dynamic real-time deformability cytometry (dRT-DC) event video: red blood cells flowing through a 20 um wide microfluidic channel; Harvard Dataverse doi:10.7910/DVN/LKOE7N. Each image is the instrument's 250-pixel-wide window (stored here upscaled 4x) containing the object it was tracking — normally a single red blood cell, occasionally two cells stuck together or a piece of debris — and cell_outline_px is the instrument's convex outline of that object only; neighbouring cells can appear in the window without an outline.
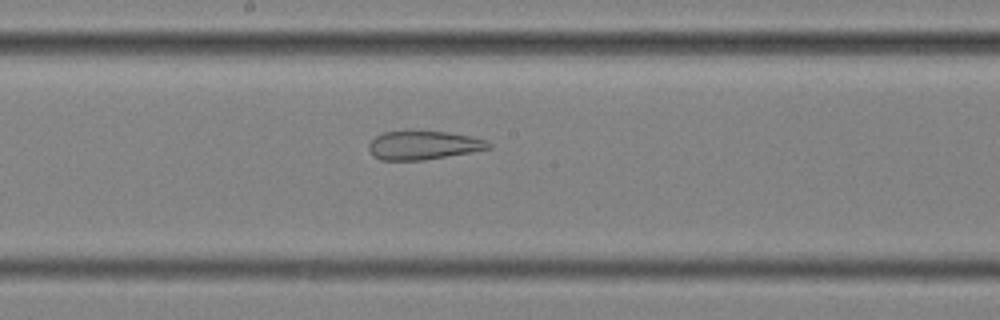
{"species": "common noctule bat (a hibernating species)", "species_latin": "Nyctalus noctula", "temperature_condition": "cold", "stored_images_in_passage": 57, "segment_of_instrument_passage": [2, 2], "camera_frame_rate_fps": 3000, "um_per_image_px": 0.085, "animal": {"sex": "female", "body_mass_g": 25.1}, "frame": {"image": 1, "passage_image": 31, "time_ms": 10.0, "image_size_px": [1000, 320], "cell_outline_px": [[492, 148], [472, 152], [424, 160], [380, 160], [372, 156], [368, 148], [368, 144], [376, 136], [384, 132], [444, 132], [472, 136], [484, 140], [492, 144]], "centroid_in_image_um": [35.99, 12.37], "position_along_channel_um": 212.2, "area_um2": 19.83}}
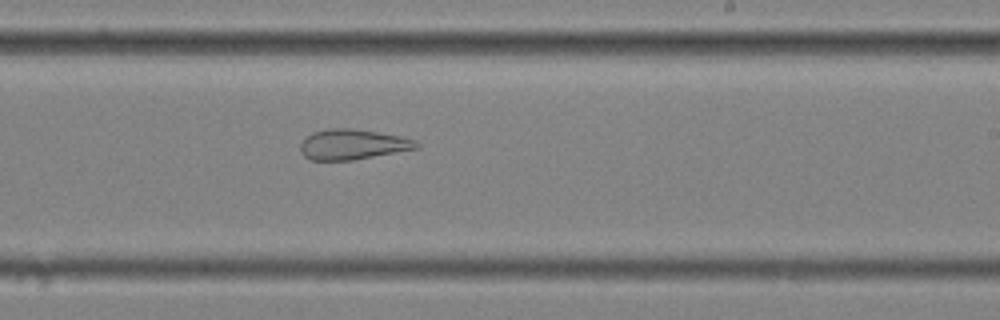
{"frame": {"image": 2, "passage_image": 35, "time_ms": 11.333, "image_size_px": [1000, 320], "cell_outline_px": [[420, 148], [352, 160], [308, 160], [300, 152], [300, 144], [312, 132], [328, 128], [352, 128], [400, 136], [416, 140], [420, 144]], "centroid_in_image_um": [29.97, 12.28], "position_along_channel_um": 259.0, "area_um2": 20.52}}
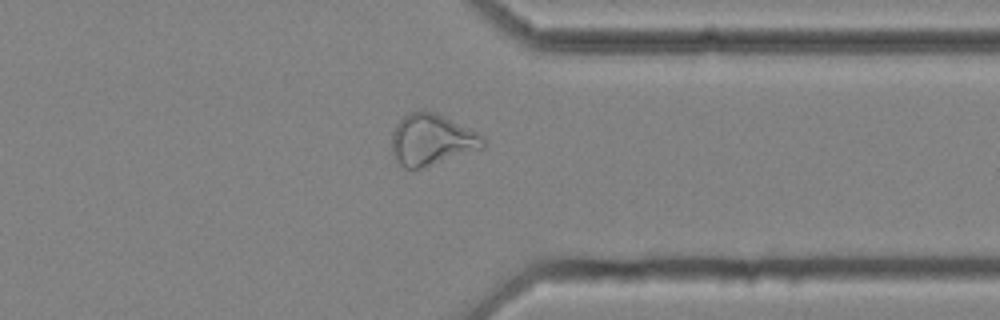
{"frame": {"image": 3, "passage_image": 45, "time_ms": 14.667, "image_size_px": [1000, 320], "cell_outline_px": [[484, 148], [420, 168], [404, 168], [396, 160], [392, 152], [392, 132], [396, 124], [408, 112], [424, 108], [476, 132], [484, 136]], "centroid_in_image_um": [36.65, 11.86], "position_along_channel_um": 374.7, "area_um2": 26.99}}